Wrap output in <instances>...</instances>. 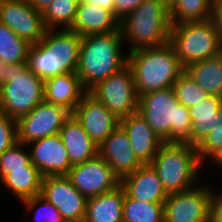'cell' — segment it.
Here are the masks:
<instances>
[{
  "label": "cell",
  "mask_w": 222,
  "mask_h": 222,
  "mask_svg": "<svg viewBox=\"0 0 222 222\" xmlns=\"http://www.w3.org/2000/svg\"><path fill=\"white\" fill-rule=\"evenodd\" d=\"M82 36L70 29L46 30L28 49V68L40 79L76 73Z\"/></svg>",
  "instance_id": "cell-1"
},
{
  "label": "cell",
  "mask_w": 222,
  "mask_h": 222,
  "mask_svg": "<svg viewBox=\"0 0 222 222\" xmlns=\"http://www.w3.org/2000/svg\"><path fill=\"white\" fill-rule=\"evenodd\" d=\"M121 31L83 36L76 74L86 91L127 65Z\"/></svg>",
  "instance_id": "cell-2"
},
{
  "label": "cell",
  "mask_w": 222,
  "mask_h": 222,
  "mask_svg": "<svg viewBox=\"0 0 222 222\" xmlns=\"http://www.w3.org/2000/svg\"><path fill=\"white\" fill-rule=\"evenodd\" d=\"M138 112L163 142L190 144L189 108L178 102L172 87L140 95Z\"/></svg>",
  "instance_id": "cell-3"
},
{
  "label": "cell",
  "mask_w": 222,
  "mask_h": 222,
  "mask_svg": "<svg viewBox=\"0 0 222 222\" xmlns=\"http://www.w3.org/2000/svg\"><path fill=\"white\" fill-rule=\"evenodd\" d=\"M127 65L138 96L172 87L185 70L170 42L129 52Z\"/></svg>",
  "instance_id": "cell-4"
},
{
  "label": "cell",
  "mask_w": 222,
  "mask_h": 222,
  "mask_svg": "<svg viewBox=\"0 0 222 222\" xmlns=\"http://www.w3.org/2000/svg\"><path fill=\"white\" fill-rule=\"evenodd\" d=\"M123 41L131 43L129 52L161 46L170 39V10L162 1L144 0L120 21Z\"/></svg>",
  "instance_id": "cell-5"
},
{
  "label": "cell",
  "mask_w": 222,
  "mask_h": 222,
  "mask_svg": "<svg viewBox=\"0 0 222 222\" xmlns=\"http://www.w3.org/2000/svg\"><path fill=\"white\" fill-rule=\"evenodd\" d=\"M201 164L196 146L176 142H164L150 163L167 195L194 187Z\"/></svg>",
  "instance_id": "cell-6"
},
{
  "label": "cell",
  "mask_w": 222,
  "mask_h": 222,
  "mask_svg": "<svg viewBox=\"0 0 222 222\" xmlns=\"http://www.w3.org/2000/svg\"><path fill=\"white\" fill-rule=\"evenodd\" d=\"M169 42L184 68L222 53L220 35L212 18L171 25Z\"/></svg>",
  "instance_id": "cell-7"
},
{
  "label": "cell",
  "mask_w": 222,
  "mask_h": 222,
  "mask_svg": "<svg viewBox=\"0 0 222 222\" xmlns=\"http://www.w3.org/2000/svg\"><path fill=\"white\" fill-rule=\"evenodd\" d=\"M44 100V80L29 68L28 62L13 64V75L0 87V111L17 120Z\"/></svg>",
  "instance_id": "cell-8"
},
{
  "label": "cell",
  "mask_w": 222,
  "mask_h": 222,
  "mask_svg": "<svg viewBox=\"0 0 222 222\" xmlns=\"http://www.w3.org/2000/svg\"><path fill=\"white\" fill-rule=\"evenodd\" d=\"M119 120L138 111L139 96L133 72L126 65L89 91Z\"/></svg>",
  "instance_id": "cell-9"
},
{
  "label": "cell",
  "mask_w": 222,
  "mask_h": 222,
  "mask_svg": "<svg viewBox=\"0 0 222 222\" xmlns=\"http://www.w3.org/2000/svg\"><path fill=\"white\" fill-rule=\"evenodd\" d=\"M71 115L65 107L43 100L28 114L16 120L17 141L27 145L46 136L58 134Z\"/></svg>",
  "instance_id": "cell-10"
},
{
  "label": "cell",
  "mask_w": 222,
  "mask_h": 222,
  "mask_svg": "<svg viewBox=\"0 0 222 222\" xmlns=\"http://www.w3.org/2000/svg\"><path fill=\"white\" fill-rule=\"evenodd\" d=\"M66 176L86 199L114 190L121 183L120 177L99 154L73 165Z\"/></svg>",
  "instance_id": "cell-11"
},
{
  "label": "cell",
  "mask_w": 222,
  "mask_h": 222,
  "mask_svg": "<svg viewBox=\"0 0 222 222\" xmlns=\"http://www.w3.org/2000/svg\"><path fill=\"white\" fill-rule=\"evenodd\" d=\"M199 186L167 196L163 203L164 222H209L212 188Z\"/></svg>",
  "instance_id": "cell-12"
},
{
  "label": "cell",
  "mask_w": 222,
  "mask_h": 222,
  "mask_svg": "<svg viewBox=\"0 0 222 222\" xmlns=\"http://www.w3.org/2000/svg\"><path fill=\"white\" fill-rule=\"evenodd\" d=\"M0 23L29 44H36L46 32L42 13L27 0H1Z\"/></svg>",
  "instance_id": "cell-13"
},
{
  "label": "cell",
  "mask_w": 222,
  "mask_h": 222,
  "mask_svg": "<svg viewBox=\"0 0 222 222\" xmlns=\"http://www.w3.org/2000/svg\"><path fill=\"white\" fill-rule=\"evenodd\" d=\"M41 195L58 209L66 221H84L87 199L66 175L43 177Z\"/></svg>",
  "instance_id": "cell-14"
},
{
  "label": "cell",
  "mask_w": 222,
  "mask_h": 222,
  "mask_svg": "<svg viewBox=\"0 0 222 222\" xmlns=\"http://www.w3.org/2000/svg\"><path fill=\"white\" fill-rule=\"evenodd\" d=\"M72 115L97 146L119 126L120 121L89 91L82 96Z\"/></svg>",
  "instance_id": "cell-15"
},
{
  "label": "cell",
  "mask_w": 222,
  "mask_h": 222,
  "mask_svg": "<svg viewBox=\"0 0 222 222\" xmlns=\"http://www.w3.org/2000/svg\"><path fill=\"white\" fill-rule=\"evenodd\" d=\"M27 145H32L31 163L38 168L43 177L69 173L72 165L59 133L35 140Z\"/></svg>",
  "instance_id": "cell-16"
},
{
  "label": "cell",
  "mask_w": 222,
  "mask_h": 222,
  "mask_svg": "<svg viewBox=\"0 0 222 222\" xmlns=\"http://www.w3.org/2000/svg\"><path fill=\"white\" fill-rule=\"evenodd\" d=\"M131 147L130 139L120 125L98 146V154L120 179L143 165Z\"/></svg>",
  "instance_id": "cell-17"
},
{
  "label": "cell",
  "mask_w": 222,
  "mask_h": 222,
  "mask_svg": "<svg viewBox=\"0 0 222 222\" xmlns=\"http://www.w3.org/2000/svg\"><path fill=\"white\" fill-rule=\"evenodd\" d=\"M131 142V149L144 165L150 164L164 143L149 126L146 119L137 111L119 121Z\"/></svg>",
  "instance_id": "cell-18"
},
{
  "label": "cell",
  "mask_w": 222,
  "mask_h": 222,
  "mask_svg": "<svg viewBox=\"0 0 222 222\" xmlns=\"http://www.w3.org/2000/svg\"><path fill=\"white\" fill-rule=\"evenodd\" d=\"M120 185L129 197L142 202L164 203L168 196L150 164H144L122 177Z\"/></svg>",
  "instance_id": "cell-19"
},
{
  "label": "cell",
  "mask_w": 222,
  "mask_h": 222,
  "mask_svg": "<svg viewBox=\"0 0 222 222\" xmlns=\"http://www.w3.org/2000/svg\"><path fill=\"white\" fill-rule=\"evenodd\" d=\"M71 31L79 35L112 33L120 31V20L111 10L87 2H78Z\"/></svg>",
  "instance_id": "cell-20"
},
{
  "label": "cell",
  "mask_w": 222,
  "mask_h": 222,
  "mask_svg": "<svg viewBox=\"0 0 222 222\" xmlns=\"http://www.w3.org/2000/svg\"><path fill=\"white\" fill-rule=\"evenodd\" d=\"M86 92L76 73H65L44 80V101L63 106L71 113Z\"/></svg>",
  "instance_id": "cell-21"
},
{
  "label": "cell",
  "mask_w": 222,
  "mask_h": 222,
  "mask_svg": "<svg viewBox=\"0 0 222 222\" xmlns=\"http://www.w3.org/2000/svg\"><path fill=\"white\" fill-rule=\"evenodd\" d=\"M59 134L72 166L83 163L98 154V146L90 139L73 115L64 122Z\"/></svg>",
  "instance_id": "cell-22"
},
{
  "label": "cell",
  "mask_w": 222,
  "mask_h": 222,
  "mask_svg": "<svg viewBox=\"0 0 222 222\" xmlns=\"http://www.w3.org/2000/svg\"><path fill=\"white\" fill-rule=\"evenodd\" d=\"M124 188L119 185L114 190L87 199L83 222H123Z\"/></svg>",
  "instance_id": "cell-23"
},
{
  "label": "cell",
  "mask_w": 222,
  "mask_h": 222,
  "mask_svg": "<svg viewBox=\"0 0 222 222\" xmlns=\"http://www.w3.org/2000/svg\"><path fill=\"white\" fill-rule=\"evenodd\" d=\"M184 71L209 95L222 97V53L191 63Z\"/></svg>",
  "instance_id": "cell-24"
},
{
  "label": "cell",
  "mask_w": 222,
  "mask_h": 222,
  "mask_svg": "<svg viewBox=\"0 0 222 222\" xmlns=\"http://www.w3.org/2000/svg\"><path fill=\"white\" fill-rule=\"evenodd\" d=\"M222 109V97L209 95L196 106L189 108L191 119L190 144L197 146L212 131L214 118Z\"/></svg>",
  "instance_id": "cell-25"
},
{
  "label": "cell",
  "mask_w": 222,
  "mask_h": 222,
  "mask_svg": "<svg viewBox=\"0 0 222 222\" xmlns=\"http://www.w3.org/2000/svg\"><path fill=\"white\" fill-rule=\"evenodd\" d=\"M43 176L31 162L25 169L10 170L1 182L9 189L13 196L23 201L41 194Z\"/></svg>",
  "instance_id": "cell-26"
},
{
  "label": "cell",
  "mask_w": 222,
  "mask_h": 222,
  "mask_svg": "<svg viewBox=\"0 0 222 222\" xmlns=\"http://www.w3.org/2000/svg\"><path fill=\"white\" fill-rule=\"evenodd\" d=\"M214 0H175L169 8L171 25L212 18Z\"/></svg>",
  "instance_id": "cell-27"
},
{
  "label": "cell",
  "mask_w": 222,
  "mask_h": 222,
  "mask_svg": "<svg viewBox=\"0 0 222 222\" xmlns=\"http://www.w3.org/2000/svg\"><path fill=\"white\" fill-rule=\"evenodd\" d=\"M123 222H164L163 203L142 202L125 193Z\"/></svg>",
  "instance_id": "cell-28"
},
{
  "label": "cell",
  "mask_w": 222,
  "mask_h": 222,
  "mask_svg": "<svg viewBox=\"0 0 222 222\" xmlns=\"http://www.w3.org/2000/svg\"><path fill=\"white\" fill-rule=\"evenodd\" d=\"M30 45L5 24L0 23V60L10 64L27 62Z\"/></svg>",
  "instance_id": "cell-29"
},
{
  "label": "cell",
  "mask_w": 222,
  "mask_h": 222,
  "mask_svg": "<svg viewBox=\"0 0 222 222\" xmlns=\"http://www.w3.org/2000/svg\"><path fill=\"white\" fill-rule=\"evenodd\" d=\"M78 0H53L42 14L46 30L71 29L74 22Z\"/></svg>",
  "instance_id": "cell-30"
},
{
  "label": "cell",
  "mask_w": 222,
  "mask_h": 222,
  "mask_svg": "<svg viewBox=\"0 0 222 222\" xmlns=\"http://www.w3.org/2000/svg\"><path fill=\"white\" fill-rule=\"evenodd\" d=\"M172 88L178 102L187 108L196 106L209 96L185 71L178 77Z\"/></svg>",
  "instance_id": "cell-31"
},
{
  "label": "cell",
  "mask_w": 222,
  "mask_h": 222,
  "mask_svg": "<svg viewBox=\"0 0 222 222\" xmlns=\"http://www.w3.org/2000/svg\"><path fill=\"white\" fill-rule=\"evenodd\" d=\"M23 146L26 147L23 143L17 142L0 155L1 181L10 174V170L25 169L31 162L30 152H25Z\"/></svg>",
  "instance_id": "cell-32"
},
{
  "label": "cell",
  "mask_w": 222,
  "mask_h": 222,
  "mask_svg": "<svg viewBox=\"0 0 222 222\" xmlns=\"http://www.w3.org/2000/svg\"><path fill=\"white\" fill-rule=\"evenodd\" d=\"M21 202L24 203L26 209L29 211L36 209L34 215L35 222H66V220L60 215L58 209L41 194Z\"/></svg>",
  "instance_id": "cell-33"
},
{
  "label": "cell",
  "mask_w": 222,
  "mask_h": 222,
  "mask_svg": "<svg viewBox=\"0 0 222 222\" xmlns=\"http://www.w3.org/2000/svg\"><path fill=\"white\" fill-rule=\"evenodd\" d=\"M222 147V109L214 118L212 131L196 146L200 162L204 163L219 148Z\"/></svg>",
  "instance_id": "cell-34"
},
{
  "label": "cell",
  "mask_w": 222,
  "mask_h": 222,
  "mask_svg": "<svg viewBox=\"0 0 222 222\" xmlns=\"http://www.w3.org/2000/svg\"><path fill=\"white\" fill-rule=\"evenodd\" d=\"M17 142L16 120L0 111V155Z\"/></svg>",
  "instance_id": "cell-35"
},
{
  "label": "cell",
  "mask_w": 222,
  "mask_h": 222,
  "mask_svg": "<svg viewBox=\"0 0 222 222\" xmlns=\"http://www.w3.org/2000/svg\"><path fill=\"white\" fill-rule=\"evenodd\" d=\"M144 0H114V15L121 21L133 12Z\"/></svg>",
  "instance_id": "cell-36"
},
{
  "label": "cell",
  "mask_w": 222,
  "mask_h": 222,
  "mask_svg": "<svg viewBox=\"0 0 222 222\" xmlns=\"http://www.w3.org/2000/svg\"><path fill=\"white\" fill-rule=\"evenodd\" d=\"M209 222H222V192L210 194Z\"/></svg>",
  "instance_id": "cell-37"
},
{
  "label": "cell",
  "mask_w": 222,
  "mask_h": 222,
  "mask_svg": "<svg viewBox=\"0 0 222 222\" xmlns=\"http://www.w3.org/2000/svg\"><path fill=\"white\" fill-rule=\"evenodd\" d=\"M212 19L217 27L222 44V0H214Z\"/></svg>",
  "instance_id": "cell-38"
},
{
  "label": "cell",
  "mask_w": 222,
  "mask_h": 222,
  "mask_svg": "<svg viewBox=\"0 0 222 222\" xmlns=\"http://www.w3.org/2000/svg\"><path fill=\"white\" fill-rule=\"evenodd\" d=\"M13 75V64L0 60V87L9 82Z\"/></svg>",
  "instance_id": "cell-39"
},
{
  "label": "cell",
  "mask_w": 222,
  "mask_h": 222,
  "mask_svg": "<svg viewBox=\"0 0 222 222\" xmlns=\"http://www.w3.org/2000/svg\"><path fill=\"white\" fill-rule=\"evenodd\" d=\"M78 2H87L98 5L107 10H111L114 13V0H78Z\"/></svg>",
  "instance_id": "cell-40"
},
{
  "label": "cell",
  "mask_w": 222,
  "mask_h": 222,
  "mask_svg": "<svg viewBox=\"0 0 222 222\" xmlns=\"http://www.w3.org/2000/svg\"><path fill=\"white\" fill-rule=\"evenodd\" d=\"M30 2L32 7L40 13H44L53 0H27Z\"/></svg>",
  "instance_id": "cell-41"
},
{
  "label": "cell",
  "mask_w": 222,
  "mask_h": 222,
  "mask_svg": "<svg viewBox=\"0 0 222 222\" xmlns=\"http://www.w3.org/2000/svg\"><path fill=\"white\" fill-rule=\"evenodd\" d=\"M208 159L211 160L210 162L213 160L214 164L217 163L220 167H222V147L216 150Z\"/></svg>",
  "instance_id": "cell-42"
},
{
  "label": "cell",
  "mask_w": 222,
  "mask_h": 222,
  "mask_svg": "<svg viewBox=\"0 0 222 222\" xmlns=\"http://www.w3.org/2000/svg\"><path fill=\"white\" fill-rule=\"evenodd\" d=\"M159 1H162L167 7H171L173 4H174V2H175V0H159Z\"/></svg>",
  "instance_id": "cell-43"
}]
</instances>
